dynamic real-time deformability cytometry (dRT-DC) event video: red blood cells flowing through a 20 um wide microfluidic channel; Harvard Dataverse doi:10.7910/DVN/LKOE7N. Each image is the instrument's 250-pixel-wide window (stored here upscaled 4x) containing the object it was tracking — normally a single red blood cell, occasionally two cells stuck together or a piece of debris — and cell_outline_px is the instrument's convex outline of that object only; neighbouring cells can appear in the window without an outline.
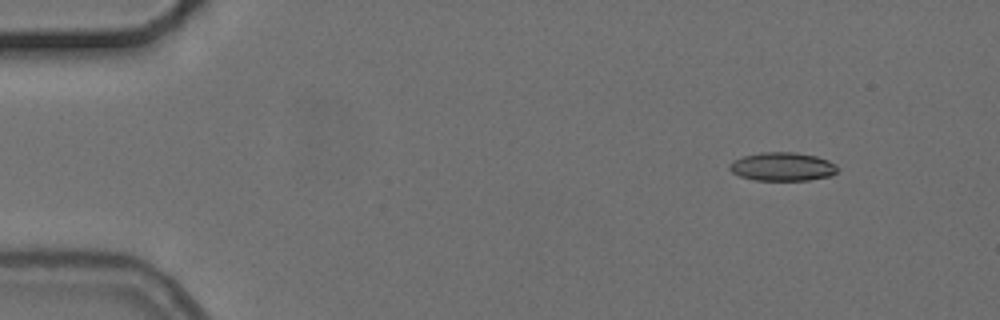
{"species": "common noctule bat (a hibernating species)", "species_latin": "Nyctalus noctula", "temperature_condition": "cold", "stored_images_in_passage": 4, "camera_frame_rate_fps": 3000, "um_per_image_px": 0.085, "animal": {"sex": "female", "body_mass_g": 24.6, "forearm_length_mm": 56.2}, "frame": {"image": 1, "passage_image": 1, "time_ms": 0.0, "image_size_px": [1000, 320], "cell_outline_px": [[840, 168], [832, 176], [808, 180], [756, 180], [740, 176], [732, 172], [728, 168], [728, 164], [732, 160], [744, 156], [760, 152], [792, 152], [816, 156], [828, 160], [836, 164]], "centroid_in_image_um": [66.51, 14.16], "position_along_channel_um": 18.5, "area_um2": 18.09}}
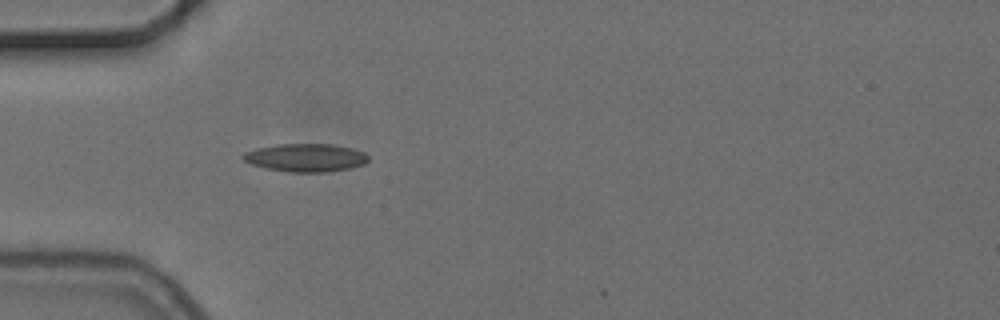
{"frame": {"image": 2, "passage_image": 4, "time_ms": 3.667, "image_size_px": [1000, 320], "cell_outline_px": [[368, 160], [364, 164], [352, 168], [328, 172], [288, 172], [268, 168], [252, 164], [244, 160], [240, 156], [244, 152], [256, 148], [276, 144], [332, 144], [352, 148], [364, 152], [368, 156]], "centroid_in_image_um": [25.99, 13.4], "position_along_channel_um": 59.0, "area_um2": 20.58}}